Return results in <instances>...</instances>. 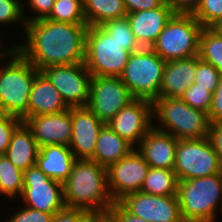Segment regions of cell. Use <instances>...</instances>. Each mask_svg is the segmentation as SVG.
I'll use <instances>...</instances> for the list:
<instances>
[{
    "label": "cell",
    "instance_id": "3",
    "mask_svg": "<svg viewBox=\"0 0 222 222\" xmlns=\"http://www.w3.org/2000/svg\"><path fill=\"white\" fill-rule=\"evenodd\" d=\"M12 60L0 67V113L27 120V105L33 81L39 70L14 46L8 50ZM13 55V56H12Z\"/></svg>",
    "mask_w": 222,
    "mask_h": 222
},
{
    "label": "cell",
    "instance_id": "5",
    "mask_svg": "<svg viewBox=\"0 0 222 222\" xmlns=\"http://www.w3.org/2000/svg\"><path fill=\"white\" fill-rule=\"evenodd\" d=\"M153 116L161 122L160 131L170 133L176 139H202L209 137L208 114L186 104L181 98H157L152 102ZM158 116V118H157Z\"/></svg>",
    "mask_w": 222,
    "mask_h": 222
},
{
    "label": "cell",
    "instance_id": "7",
    "mask_svg": "<svg viewBox=\"0 0 222 222\" xmlns=\"http://www.w3.org/2000/svg\"><path fill=\"white\" fill-rule=\"evenodd\" d=\"M165 64L151 48H141L130 54L120 79L135 99L153 102L159 96Z\"/></svg>",
    "mask_w": 222,
    "mask_h": 222
},
{
    "label": "cell",
    "instance_id": "42",
    "mask_svg": "<svg viewBox=\"0 0 222 222\" xmlns=\"http://www.w3.org/2000/svg\"><path fill=\"white\" fill-rule=\"evenodd\" d=\"M209 138L222 166V122L210 125Z\"/></svg>",
    "mask_w": 222,
    "mask_h": 222
},
{
    "label": "cell",
    "instance_id": "31",
    "mask_svg": "<svg viewBox=\"0 0 222 222\" xmlns=\"http://www.w3.org/2000/svg\"><path fill=\"white\" fill-rule=\"evenodd\" d=\"M221 73L210 63H207L197 55V70L194 83L199 87L214 93L221 77Z\"/></svg>",
    "mask_w": 222,
    "mask_h": 222
},
{
    "label": "cell",
    "instance_id": "14",
    "mask_svg": "<svg viewBox=\"0 0 222 222\" xmlns=\"http://www.w3.org/2000/svg\"><path fill=\"white\" fill-rule=\"evenodd\" d=\"M129 213L149 222H184L177 195L160 196L141 191L118 201Z\"/></svg>",
    "mask_w": 222,
    "mask_h": 222
},
{
    "label": "cell",
    "instance_id": "32",
    "mask_svg": "<svg viewBox=\"0 0 222 222\" xmlns=\"http://www.w3.org/2000/svg\"><path fill=\"white\" fill-rule=\"evenodd\" d=\"M212 98L213 93L195 83L191 84L181 96L186 104L207 114L211 108Z\"/></svg>",
    "mask_w": 222,
    "mask_h": 222
},
{
    "label": "cell",
    "instance_id": "15",
    "mask_svg": "<svg viewBox=\"0 0 222 222\" xmlns=\"http://www.w3.org/2000/svg\"><path fill=\"white\" fill-rule=\"evenodd\" d=\"M152 102L144 99H135L122 108L107 125L129 144L141 143V140L154 127Z\"/></svg>",
    "mask_w": 222,
    "mask_h": 222
},
{
    "label": "cell",
    "instance_id": "39",
    "mask_svg": "<svg viewBox=\"0 0 222 222\" xmlns=\"http://www.w3.org/2000/svg\"><path fill=\"white\" fill-rule=\"evenodd\" d=\"M127 13L151 10L164 6L166 0H123Z\"/></svg>",
    "mask_w": 222,
    "mask_h": 222
},
{
    "label": "cell",
    "instance_id": "33",
    "mask_svg": "<svg viewBox=\"0 0 222 222\" xmlns=\"http://www.w3.org/2000/svg\"><path fill=\"white\" fill-rule=\"evenodd\" d=\"M193 16L204 28H210L222 17V0H201Z\"/></svg>",
    "mask_w": 222,
    "mask_h": 222
},
{
    "label": "cell",
    "instance_id": "21",
    "mask_svg": "<svg viewBox=\"0 0 222 222\" xmlns=\"http://www.w3.org/2000/svg\"><path fill=\"white\" fill-rule=\"evenodd\" d=\"M59 91L48 78L39 71L33 81L29 102L27 105V119L36 115L54 114L68 110Z\"/></svg>",
    "mask_w": 222,
    "mask_h": 222
},
{
    "label": "cell",
    "instance_id": "40",
    "mask_svg": "<svg viewBox=\"0 0 222 222\" xmlns=\"http://www.w3.org/2000/svg\"><path fill=\"white\" fill-rule=\"evenodd\" d=\"M28 2L32 10H34V12L36 11L37 15L29 19H23V23L46 18L50 14L55 0H28Z\"/></svg>",
    "mask_w": 222,
    "mask_h": 222
},
{
    "label": "cell",
    "instance_id": "45",
    "mask_svg": "<svg viewBox=\"0 0 222 222\" xmlns=\"http://www.w3.org/2000/svg\"><path fill=\"white\" fill-rule=\"evenodd\" d=\"M210 28L222 36V17L218 21H216Z\"/></svg>",
    "mask_w": 222,
    "mask_h": 222
},
{
    "label": "cell",
    "instance_id": "6",
    "mask_svg": "<svg viewBox=\"0 0 222 222\" xmlns=\"http://www.w3.org/2000/svg\"><path fill=\"white\" fill-rule=\"evenodd\" d=\"M203 28L193 14L174 13L151 49L166 62L198 55Z\"/></svg>",
    "mask_w": 222,
    "mask_h": 222
},
{
    "label": "cell",
    "instance_id": "27",
    "mask_svg": "<svg viewBox=\"0 0 222 222\" xmlns=\"http://www.w3.org/2000/svg\"><path fill=\"white\" fill-rule=\"evenodd\" d=\"M198 56L222 74V36L211 28H203L199 38Z\"/></svg>",
    "mask_w": 222,
    "mask_h": 222
},
{
    "label": "cell",
    "instance_id": "24",
    "mask_svg": "<svg viewBox=\"0 0 222 222\" xmlns=\"http://www.w3.org/2000/svg\"><path fill=\"white\" fill-rule=\"evenodd\" d=\"M132 149L131 144L105 124L99 132L92 160L108 168L113 163L126 157Z\"/></svg>",
    "mask_w": 222,
    "mask_h": 222
},
{
    "label": "cell",
    "instance_id": "11",
    "mask_svg": "<svg viewBox=\"0 0 222 222\" xmlns=\"http://www.w3.org/2000/svg\"><path fill=\"white\" fill-rule=\"evenodd\" d=\"M135 98L120 77L92 76L88 108L107 124L122 108Z\"/></svg>",
    "mask_w": 222,
    "mask_h": 222
},
{
    "label": "cell",
    "instance_id": "28",
    "mask_svg": "<svg viewBox=\"0 0 222 222\" xmlns=\"http://www.w3.org/2000/svg\"><path fill=\"white\" fill-rule=\"evenodd\" d=\"M0 186L2 195L21 196L23 192V171L15 167L6 155H0Z\"/></svg>",
    "mask_w": 222,
    "mask_h": 222
},
{
    "label": "cell",
    "instance_id": "9",
    "mask_svg": "<svg viewBox=\"0 0 222 222\" xmlns=\"http://www.w3.org/2000/svg\"><path fill=\"white\" fill-rule=\"evenodd\" d=\"M173 170L178 181H183L221 173L222 166L209 137L179 139Z\"/></svg>",
    "mask_w": 222,
    "mask_h": 222
},
{
    "label": "cell",
    "instance_id": "37",
    "mask_svg": "<svg viewBox=\"0 0 222 222\" xmlns=\"http://www.w3.org/2000/svg\"><path fill=\"white\" fill-rule=\"evenodd\" d=\"M89 214L82 209L64 207L53 214L51 222H87Z\"/></svg>",
    "mask_w": 222,
    "mask_h": 222
},
{
    "label": "cell",
    "instance_id": "25",
    "mask_svg": "<svg viewBox=\"0 0 222 222\" xmlns=\"http://www.w3.org/2000/svg\"><path fill=\"white\" fill-rule=\"evenodd\" d=\"M83 12L88 26H100L127 16L123 0H83Z\"/></svg>",
    "mask_w": 222,
    "mask_h": 222
},
{
    "label": "cell",
    "instance_id": "1",
    "mask_svg": "<svg viewBox=\"0 0 222 222\" xmlns=\"http://www.w3.org/2000/svg\"><path fill=\"white\" fill-rule=\"evenodd\" d=\"M23 26L27 43L15 48L39 71L53 65L84 63L87 24L43 18Z\"/></svg>",
    "mask_w": 222,
    "mask_h": 222
},
{
    "label": "cell",
    "instance_id": "20",
    "mask_svg": "<svg viewBox=\"0 0 222 222\" xmlns=\"http://www.w3.org/2000/svg\"><path fill=\"white\" fill-rule=\"evenodd\" d=\"M197 70V55L167 61L163 71V80L157 98L178 97L194 83Z\"/></svg>",
    "mask_w": 222,
    "mask_h": 222
},
{
    "label": "cell",
    "instance_id": "16",
    "mask_svg": "<svg viewBox=\"0 0 222 222\" xmlns=\"http://www.w3.org/2000/svg\"><path fill=\"white\" fill-rule=\"evenodd\" d=\"M69 148L76 159L92 160L100 130L105 125L87 106L71 107Z\"/></svg>",
    "mask_w": 222,
    "mask_h": 222
},
{
    "label": "cell",
    "instance_id": "44",
    "mask_svg": "<svg viewBox=\"0 0 222 222\" xmlns=\"http://www.w3.org/2000/svg\"><path fill=\"white\" fill-rule=\"evenodd\" d=\"M87 222H118V220L110 211H106L90 213Z\"/></svg>",
    "mask_w": 222,
    "mask_h": 222
},
{
    "label": "cell",
    "instance_id": "43",
    "mask_svg": "<svg viewBox=\"0 0 222 222\" xmlns=\"http://www.w3.org/2000/svg\"><path fill=\"white\" fill-rule=\"evenodd\" d=\"M109 211L117 218L118 222H149L132 215L119 202H114Z\"/></svg>",
    "mask_w": 222,
    "mask_h": 222
},
{
    "label": "cell",
    "instance_id": "23",
    "mask_svg": "<svg viewBox=\"0 0 222 222\" xmlns=\"http://www.w3.org/2000/svg\"><path fill=\"white\" fill-rule=\"evenodd\" d=\"M39 146L31 129L22 122L13 132L6 157L18 169L25 171L36 165Z\"/></svg>",
    "mask_w": 222,
    "mask_h": 222
},
{
    "label": "cell",
    "instance_id": "2",
    "mask_svg": "<svg viewBox=\"0 0 222 222\" xmlns=\"http://www.w3.org/2000/svg\"><path fill=\"white\" fill-rule=\"evenodd\" d=\"M65 207L89 213L106 212L114 201L108 189L107 168L93 160L76 159L63 182Z\"/></svg>",
    "mask_w": 222,
    "mask_h": 222
},
{
    "label": "cell",
    "instance_id": "36",
    "mask_svg": "<svg viewBox=\"0 0 222 222\" xmlns=\"http://www.w3.org/2000/svg\"><path fill=\"white\" fill-rule=\"evenodd\" d=\"M6 222H51L53 214L25 207Z\"/></svg>",
    "mask_w": 222,
    "mask_h": 222
},
{
    "label": "cell",
    "instance_id": "13",
    "mask_svg": "<svg viewBox=\"0 0 222 222\" xmlns=\"http://www.w3.org/2000/svg\"><path fill=\"white\" fill-rule=\"evenodd\" d=\"M149 165L135 148L107 168L108 189L114 202L126 194L138 192L144 183Z\"/></svg>",
    "mask_w": 222,
    "mask_h": 222
},
{
    "label": "cell",
    "instance_id": "34",
    "mask_svg": "<svg viewBox=\"0 0 222 222\" xmlns=\"http://www.w3.org/2000/svg\"><path fill=\"white\" fill-rule=\"evenodd\" d=\"M22 122L17 116L0 113V155L6 153L13 132Z\"/></svg>",
    "mask_w": 222,
    "mask_h": 222
},
{
    "label": "cell",
    "instance_id": "41",
    "mask_svg": "<svg viewBox=\"0 0 222 222\" xmlns=\"http://www.w3.org/2000/svg\"><path fill=\"white\" fill-rule=\"evenodd\" d=\"M174 13L193 14L201 0H166Z\"/></svg>",
    "mask_w": 222,
    "mask_h": 222
},
{
    "label": "cell",
    "instance_id": "8",
    "mask_svg": "<svg viewBox=\"0 0 222 222\" xmlns=\"http://www.w3.org/2000/svg\"><path fill=\"white\" fill-rule=\"evenodd\" d=\"M130 54L101 26H88L84 64L91 76L120 77Z\"/></svg>",
    "mask_w": 222,
    "mask_h": 222
},
{
    "label": "cell",
    "instance_id": "46",
    "mask_svg": "<svg viewBox=\"0 0 222 222\" xmlns=\"http://www.w3.org/2000/svg\"><path fill=\"white\" fill-rule=\"evenodd\" d=\"M7 54H8L7 51L5 53L4 52L3 53L0 52V57L6 56Z\"/></svg>",
    "mask_w": 222,
    "mask_h": 222
},
{
    "label": "cell",
    "instance_id": "30",
    "mask_svg": "<svg viewBox=\"0 0 222 222\" xmlns=\"http://www.w3.org/2000/svg\"><path fill=\"white\" fill-rule=\"evenodd\" d=\"M111 37L123 45V49L130 53L141 49L136 41L127 18L109 20L100 25Z\"/></svg>",
    "mask_w": 222,
    "mask_h": 222
},
{
    "label": "cell",
    "instance_id": "26",
    "mask_svg": "<svg viewBox=\"0 0 222 222\" xmlns=\"http://www.w3.org/2000/svg\"><path fill=\"white\" fill-rule=\"evenodd\" d=\"M178 178L174 170L149 168L141 192L150 195H177Z\"/></svg>",
    "mask_w": 222,
    "mask_h": 222
},
{
    "label": "cell",
    "instance_id": "18",
    "mask_svg": "<svg viewBox=\"0 0 222 222\" xmlns=\"http://www.w3.org/2000/svg\"><path fill=\"white\" fill-rule=\"evenodd\" d=\"M173 14L171 6L166 3L155 9L127 13L126 18L141 48H151Z\"/></svg>",
    "mask_w": 222,
    "mask_h": 222
},
{
    "label": "cell",
    "instance_id": "10",
    "mask_svg": "<svg viewBox=\"0 0 222 222\" xmlns=\"http://www.w3.org/2000/svg\"><path fill=\"white\" fill-rule=\"evenodd\" d=\"M40 71L59 91L69 108L88 106L92 76L84 63L53 65Z\"/></svg>",
    "mask_w": 222,
    "mask_h": 222
},
{
    "label": "cell",
    "instance_id": "22",
    "mask_svg": "<svg viewBox=\"0 0 222 222\" xmlns=\"http://www.w3.org/2000/svg\"><path fill=\"white\" fill-rule=\"evenodd\" d=\"M76 158L67 145L39 147L36 166L50 179L63 183L71 173Z\"/></svg>",
    "mask_w": 222,
    "mask_h": 222
},
{
    "label": "cell",
    "instance_id": "19",
    "mask_svg": "<svg viewBox=\"0 0 222 222\" xmlns=\"http://www.w3.org/2000/svg\"><path fill=\"white\" fill-rule=\"evenodd\" d=\"M178 140L170 133L152 128L137 149L151 168L173 170Z\"/></svg>",
    "mask_w": 222,
    "mask_h": 222
},
{
    "label": "cell",
    "instance_id": "35",
    "mask_svg": "<svg viewBox=\"0 0 222 222\" xmlns=\"http://www.w3.org/2000/svg\"><path fill=\"white\" fill-rule=\"evenodd\" d=\"M22 3L18 0H0V23L8 24L21 21L24 17Z\"/></svg>",
    "mask_w": 222,
    "mask_h": 222
},
{
    "label": "cell",
    "instance_id": "29",
    "mask_svg": "<svg viewBox=\"0 0 222 222\" xmlns=\"http://www.w3.org/2000/svg\"><path fill=\"white\" fill-rule=\"evenodd\" d=\"M46 18L56 22L87 24L83 12V0H55Z\"/></svg>",
    "mask_w": 222,
    "mask_h": 222
},
{
    "label": "cell",
    "instance_id": "12",
    "mask_svg": "<svg viewBox=\"0 0 222 222\" xmlns=\"http://www.w3.org/2000/svg\"><path fill=\"white\" fill-rule=\"evenodd\" d=\"M25 206L46 213L55 214L65 207L63 183L50 179L36 165L23 171V192Z\"/></svg>",
    "mask_w": 222,
    "mask_h": 222
},
{
    "label": "cell",
    "instance_id": "38",
    "mask_svg": "<svg viewBox=\"0 0 222 222\" xmlns=\"http://www.w3.org/2000/svg\"><path fill=\"white\" fill-rule=\"evenodd\" d=\"M210 124L222 122V75L213 93L211 108L208 112Z\"/></svg>",
    "mask_w": 222,
    "mask_h": 222
},
{
    "label": "cell",
    "instance_id": "4",
    "mask_svg": "<svg viewBox=\"0 0 222 222\" xmlns=\"http://www.w3.org/2000/svg\"><path fill=\"white\" fill-rule=\"evenodd\" d=\"M177 198L184 222H214L220 203L222 209V172L178 181Z\"/></svg>",
    "mask_w": 222,
    "mask_h": 222
},
{
    "label": "cell",
    "instance_id": "17",
    "mask_svg": "<svg viewBox=\"0 0 222 222\" xmlns=\"http://www.w3.org/2000/svg\"><path fill=\"white\" fill-rule=\"evenodd\" d=\"M25 124L31 129L39 147L53 144L69 146L70 144L71 108L59 113L29 117Z\"/></svg>",
    "mask_w": 222,
    "mask_h": 222
}]
</instances>
